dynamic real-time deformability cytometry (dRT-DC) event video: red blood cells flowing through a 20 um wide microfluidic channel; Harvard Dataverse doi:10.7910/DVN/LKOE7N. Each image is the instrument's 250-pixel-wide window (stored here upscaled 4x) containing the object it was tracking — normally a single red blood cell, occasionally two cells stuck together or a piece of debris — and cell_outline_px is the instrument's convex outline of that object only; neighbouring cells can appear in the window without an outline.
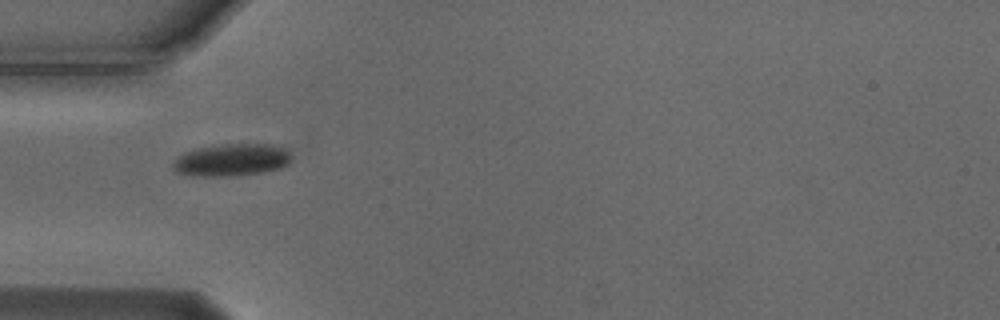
{"species": "Egyptian fruit bat (a non-hibernating species)", "species_latin": "Rousettus aegyptiacus", "temperature_condition": "cold", "stored_images_in_passage": 39, "camera_frame_rate_fps": 3000, "um_per_image_px": 0.085, "animal": {"sex": "male"}, "frame": {"image": 1, "passage_image": 1, "time_ms": 0.0, "image_size_px": [1000, 320], "cell_outline_px": [[288, 164], [280, 168], [264, 172], [236, 176], [200, 176], [176, 172], [172, 168], [172, 160], [176, 156], [184, 152], [196, 148], [220, 144], [272, 144], [284, 148], [288, 152]], "centroid_in_image_um": [19.62, 13.59], "position_along_channel_um": 65.4, "area_um2": 22.43}}
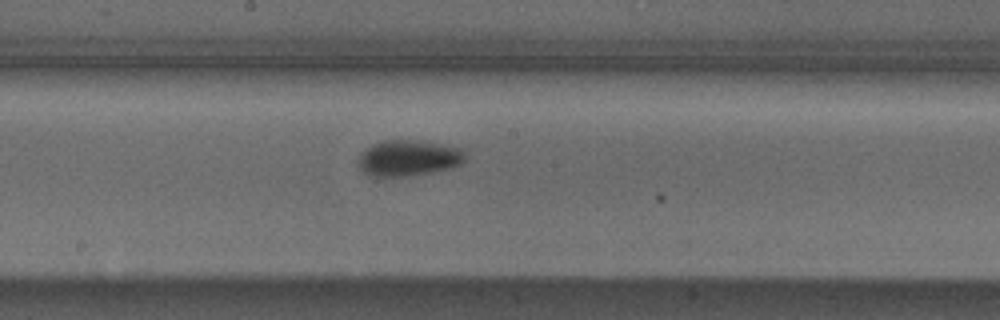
{"frame": {"image": 2, "passage_image": 13, "time_ms": 4.0, "image_size_px": [1000, 320], "cell_outline_px": [[464, 160], [460, 164], [452, 168], [432, 172], [408, 176], [368, 176], [356, 164], [356, 160], [360, 152], [372, 144], [384, 140], [416, 140], [440, 144], [460, 148], [464, 152]], "centroid_in_image_um": [34.65, 13.44], "position_along_channel_um": 213.5, "area_um2": 22.54}}
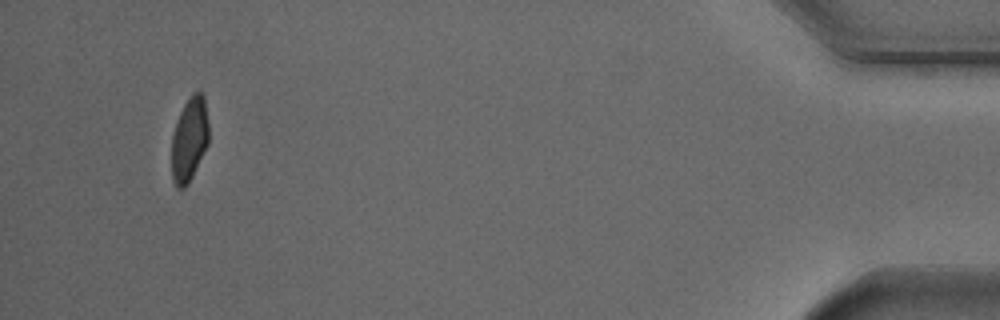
{"frame": {"image": 3, "passage_image": 36, "time_ms": 11.667, "image_size_px": [1000, 320], "cell_outline_px": [[208, 144], [188, 184], [184, 188], [176, 188], [172, 180], [172, 136], [176, 120], [184, 104], [192, 92], [200, 92], [204, 96], [208, 124]], "centroid_in_image_um": [16.08, 11.85], "position_along_channel_um": 419.1, "area_um2": 18.21}, "authors_computed_cell_mechanics": {"area_um2": 21.0392, "velocity_mm_per_s": 3.7199, "shape_relaxation_time_tau1_ms": 2.4211, "shape_relaxation_time_tau2_ms": 2.4888, "deformation_change_tau1": 0.1072, "deformation_change_tau2": 0.0588}}